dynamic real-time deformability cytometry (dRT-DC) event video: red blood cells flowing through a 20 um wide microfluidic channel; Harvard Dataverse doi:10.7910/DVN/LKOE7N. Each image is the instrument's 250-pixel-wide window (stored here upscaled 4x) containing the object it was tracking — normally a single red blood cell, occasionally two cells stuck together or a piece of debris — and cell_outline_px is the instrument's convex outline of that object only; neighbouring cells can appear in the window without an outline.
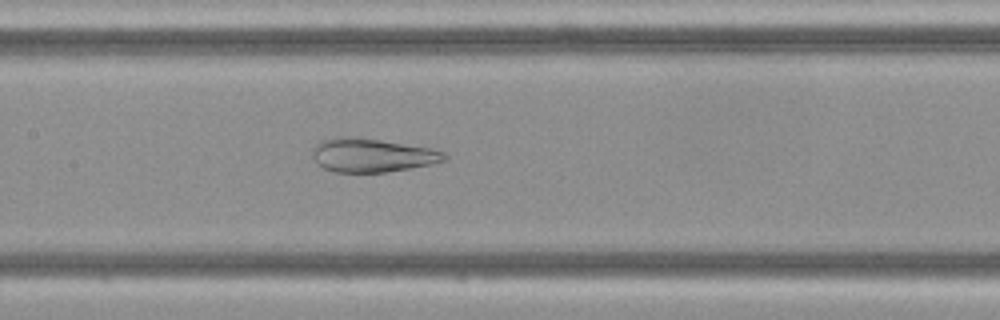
{"species": "Egyptian fruit bat (a non-hibernating species)", "species_latin": "Rousettus aegyptiacus", "temperature_condition": "cold", "stored_images_in_passage": 49, "camera_frame_rate_fps": 3000, "um_per_image_px": 0.085, "frame": {"image": 1, "passage_image": 23, "time_ms": 7.333, "image_size_px": [1000, 320], "cell_outline_px": [[448, 160], [408, 168], [384, 172], [336, 172], [324, 168], [316, 164], [312, 156], [312, 148], [320, 140], [336, 136], [348, 136], [380, 140], [432, 148], [444, 152], [448, 156]], "centroid_in_image_um": [31.57, 13.18], "position_along_channel_um": 175.8, "area_um2": 25.95}}
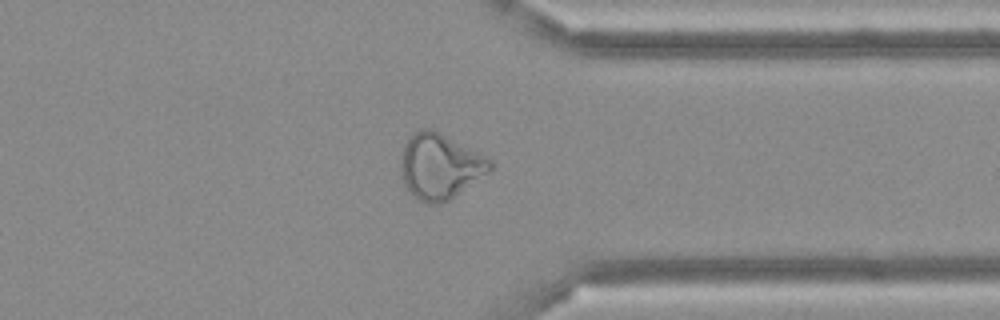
{"frame": {"image": 2, "passage_image": 38, "time_ms": 12.333, "image_size_px": [1000, 320], "cell_outline_px": [[492, 168], [488, 172], [448, 200], [440, 204], [424, 204], [404, 184], [400, 168], [400, 160], [404, 144], [408, 136], [420, 128], [432, 128], [440, 132], [492, 160]], "centroid_in_image_um": [37.35, 14.11], "position_along_channel_um": 374.0, "area_um2": 33.7}}
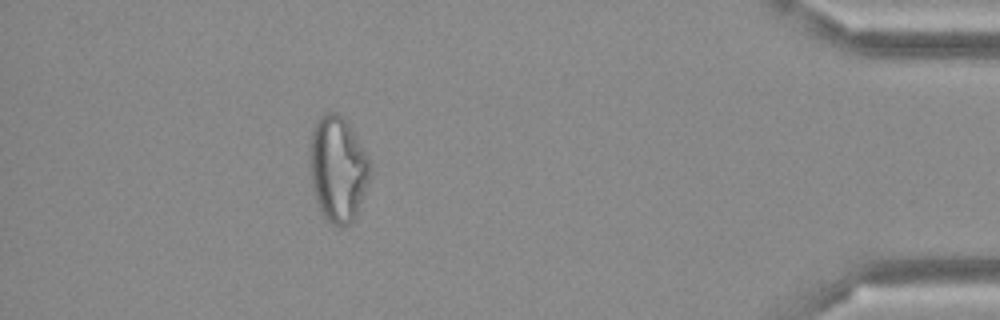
{"frame": {"image": 3, "passage_image": 44, "time_ms": 14.333, "image_size_px": [1000, 320], "cell_outline_px": [[372, 172], [368, 184], [356, 216], [344, 228], [340, 228], [332, 224], [324, 216], [316, 204], [312, 188], [308, 164], [308, 144], [312, 128], [316, 120], [320, 116], [328, 112], [336, 112], [344, 116], [368, 156]], "centroid_in_image_um": [28.68, 14.35], "position_along_channel_um": 406.5, "area_um2": 38.09}}